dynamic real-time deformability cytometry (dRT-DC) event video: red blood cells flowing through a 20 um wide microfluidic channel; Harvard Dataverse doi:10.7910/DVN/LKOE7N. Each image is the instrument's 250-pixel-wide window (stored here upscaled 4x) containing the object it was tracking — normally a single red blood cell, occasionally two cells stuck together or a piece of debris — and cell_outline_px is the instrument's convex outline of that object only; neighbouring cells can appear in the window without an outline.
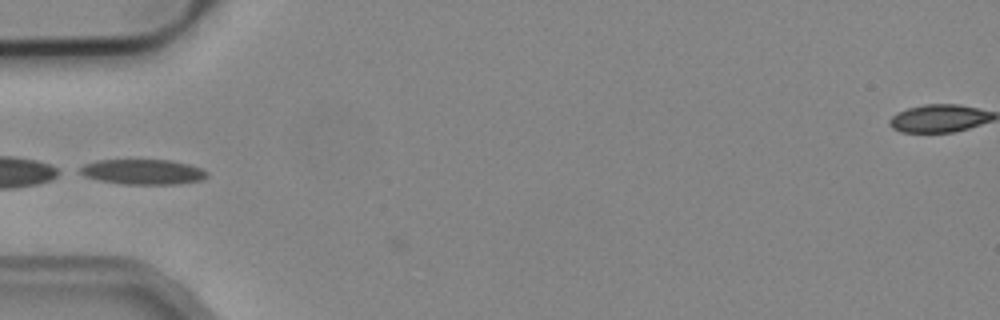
{"species": "common noctule bat (a hibernating species)", "species_latin": "Nyctalus noctula", "temperature_condition": "cold", "stored_images_in_passage": 4, "camera_frame_rate_fps": 3000, "um_per_image_px": 0.085, "animal": {"sex": "male", "body_mass_g": 19.2, "forearm_length_mm": 51.8}, "frame": {"image": 1, "passage_image": 4, "time_ms": 4.667, "image_size_px": [1000, 320], "cell_outline_px": [[208, 176], [204, 180], [180, 184], [120, 184], [100, 180], [84, 176], [76, 172], [84, 164], [96, 160], [172, 160], [188, 164], [200, 168], [208, 172]], "centroid_in_image_um": [12.15, 14.61], "position_along_channel_um": 72.9, "area_um2": 18.84}}